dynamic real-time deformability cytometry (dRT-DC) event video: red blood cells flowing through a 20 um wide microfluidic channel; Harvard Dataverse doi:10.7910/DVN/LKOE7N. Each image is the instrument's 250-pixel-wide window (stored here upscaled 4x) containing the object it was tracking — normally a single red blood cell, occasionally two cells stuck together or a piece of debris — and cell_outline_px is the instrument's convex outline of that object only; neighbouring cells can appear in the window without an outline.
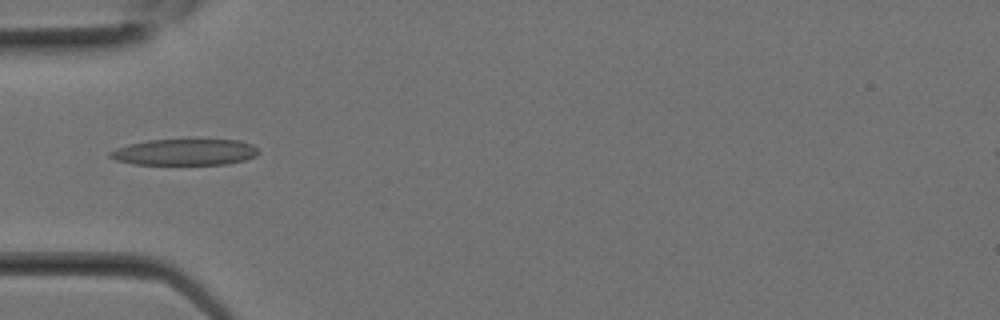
{"species": "Egyptian fruit bat (a non-hibernating species)", "species_latin": "Rousettus aegyptiacus", "temperature_condition": "room temperature", "stored_images_in_passage": 3, "camera_frame_rate_fps": 3000, "um_per_image_px": 0.085, "animal": {"sex": "female"}, "frame": {"image": 1, "passage_image": 3, "time_ms": 0.667, "image_size_px": [1000, 320], "cell_outline_px": [[260, 152], [256, 156], [244, 160], [228, 164], [132, 164], [116, 160], [108, 156], [108, 152], [116, 148], [128, 144], [148, 140], [240, 140], [252, 144]], "centroid_in_image_um": [15.7, 12.93], "position_along_channel_um": 69.3, "area_um2": 22.72}}